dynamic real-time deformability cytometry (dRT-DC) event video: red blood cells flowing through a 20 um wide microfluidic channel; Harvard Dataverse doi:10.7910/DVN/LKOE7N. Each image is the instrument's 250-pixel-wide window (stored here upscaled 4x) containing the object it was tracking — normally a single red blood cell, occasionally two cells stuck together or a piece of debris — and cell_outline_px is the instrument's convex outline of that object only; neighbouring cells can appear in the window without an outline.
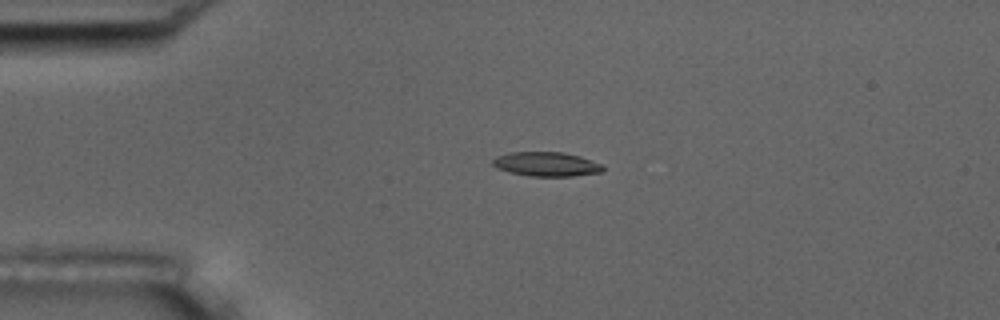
{"species": "common noctule bat (a hibernating species)", "species_latin": "Nyctalus noctula", "temperature_condition": "room temperature", "stored_images_in_passage": 3, "camera_frame_rate_fps": 3000, "um_per_image_px": 0.085, "animal": {"sex": "male", "body_mass_g": 17.5, "forearm_length_mm": 52.3}, "frame": {"image": 1, "passage_image": 2, "time_ms": 1.0, "image_size_px": [1000, 320], "cell_outline_px": [[604, 172], [572, 176], [532, 176], [512, 172], [496, 168], [492, 164], [492, 160], [496, 156], [512, 152], [564, 152], [580, 156], [604, 164]], "centroid_in_image_um": [46.5, 13.95], "position_along_channel_um": 38.5, "area_um2": 15.66}}